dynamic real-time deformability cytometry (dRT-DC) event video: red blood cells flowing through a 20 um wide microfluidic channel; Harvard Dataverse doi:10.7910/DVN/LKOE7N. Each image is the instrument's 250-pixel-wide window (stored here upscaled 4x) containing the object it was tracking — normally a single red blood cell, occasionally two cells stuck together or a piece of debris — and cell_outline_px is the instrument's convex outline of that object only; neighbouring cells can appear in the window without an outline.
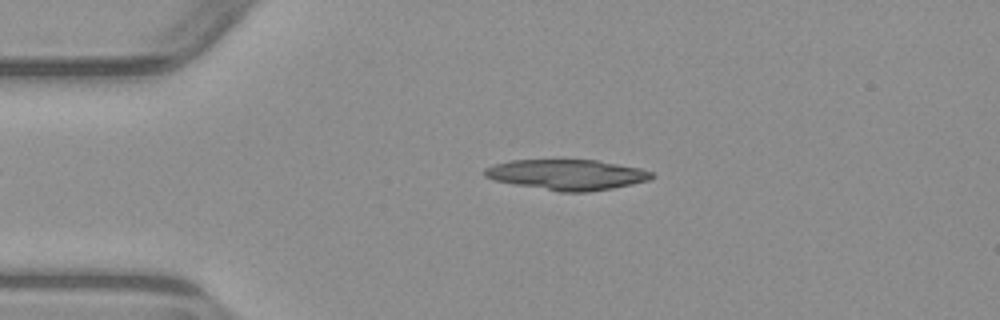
{"species": "common noctule bat (a hibernating species)", "species_latin": "Nyctalus noctula", "temperature_condition": "warm", "stored_images_in_passage": 3, "camera_frame_rate_fps": 3000, "um_per_image_px": 0.085, "animal": {"sex": "male", "body_mass_g": 23.1, "forearm_length_mm": 52.7}, "frame": {"image": 1, "passage_image": 2, "time_ms": 2.0, "image_size_px": [1000, 320], "cell_outline_px": [[656, 176], [648, 180], [632, 184], [612, 188], [588, 192], [560, 192], [512, 184], [496, 180], [484, 176], [484, 168], [492, 164], [512, 160], [596, 160], [640, 168], [652, 172]], "centroid_in_image_um": [48.18, 14.85], "position_along_channel_um": 36.8, "area_um2": 29.65}}